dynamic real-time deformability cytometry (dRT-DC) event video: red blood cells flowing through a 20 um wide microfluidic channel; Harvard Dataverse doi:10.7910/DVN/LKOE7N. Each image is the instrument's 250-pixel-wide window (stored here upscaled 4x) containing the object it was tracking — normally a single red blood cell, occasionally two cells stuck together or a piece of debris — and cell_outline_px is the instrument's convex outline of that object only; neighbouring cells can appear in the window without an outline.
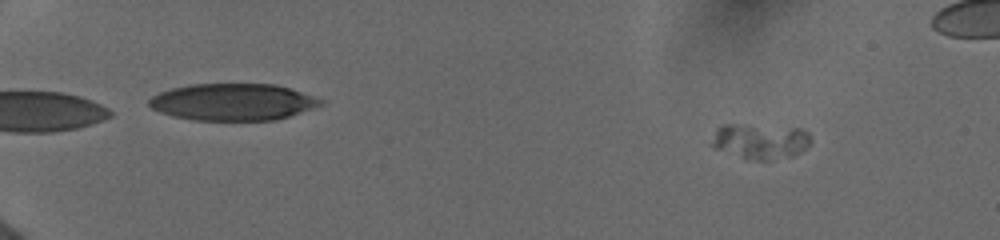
{"species": "human", "species_latin": "Homo sapiens", "temperature_condition": "cold", "stored_images_in_passage": 27, "camera_frame_rate_fps": 3000, "um_per_image_px": 0.085, "donor": {"sex": "female"}, "frame": {"image": 1, "passage_image": 14, "time_ms": 2.667, "image_size_px": [1000, 240], "cell_outline_px": [[812, 140], [800, 152], [792, 156], [764, 160], [760, 160], [712, 148], [708, 144], [716, 128], [720, 124], [740, 124], [800, 128], [808, 132]], "centroid_in_image_um": [64.58, 11.96], "position_along_channel_um": 20.4, "area_um2": 20.29}}